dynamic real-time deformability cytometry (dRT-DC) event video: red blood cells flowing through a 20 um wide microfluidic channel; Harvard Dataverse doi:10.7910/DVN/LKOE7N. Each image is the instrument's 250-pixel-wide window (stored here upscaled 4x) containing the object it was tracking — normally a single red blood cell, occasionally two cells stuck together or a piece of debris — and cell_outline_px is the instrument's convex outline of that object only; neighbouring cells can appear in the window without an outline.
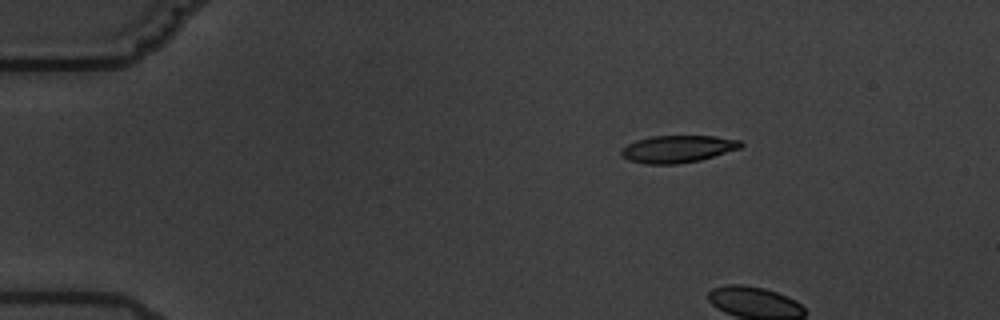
{"species": "common noctule bat (a hibernating species)", "species_latin": "Nyctalus noctula", "temperature_condition": "warm", "stored_images_in_passage": 4, "camera_frame_rate_fps": 3000, "um_per_image_px": 0.085, "animal": {"sex": "male", "body_mass_g": 19.5, "forearm_length_mm": 54.6}, "frame": {"image": 1, "passage_image": 3, "time_ms": 3.333, "image_size_px": [1000, 320], "cell_outline_px": [[744, 144], [740, 148], [700, 160], [676, 164], [648, 164], [628, 160], [620, 152], [620, 148], [636, 140], [652, 136], [716, 136], [740, 140]], "centroid_in_image_um": [57.6, 12.65], "position_along_channel_um": 27.4, "area_um2": 18.9}}